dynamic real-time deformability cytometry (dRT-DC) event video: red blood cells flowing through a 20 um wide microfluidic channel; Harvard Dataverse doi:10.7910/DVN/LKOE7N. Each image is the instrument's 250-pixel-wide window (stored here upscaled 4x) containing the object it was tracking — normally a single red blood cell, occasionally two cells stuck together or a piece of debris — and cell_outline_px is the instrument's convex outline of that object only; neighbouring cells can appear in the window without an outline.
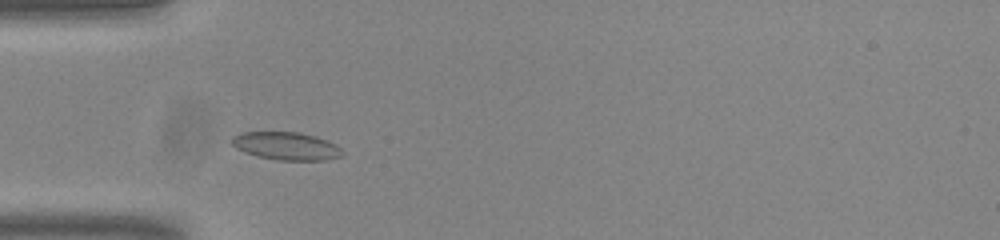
{"species": "common noctule bat (a hibernating species)", "species_latin": "Nyctalus noctula", "temperature_condition": "room temperature", "stored_images_in_passage": 45, "camera_frame_rate_fps": 3000, "um_per_image_px": 0.085, "animal": {"sex": "male", "body_mass_g": 20.0, "forearm_length_mm": 53.3}, "frame": {"image": 1, "passage_image": 8, "time_ms": 2.333, "image_size_px": [1000, 240], "cell_outline_px": [[344, 152], [340, 156], [324, 160], [280, 160], [256, 156], [244, 152], [236, 148], [232, 144], [232, 136], [240, 132], [300, 132], [316, 136], [336, 144]], "centroid_in_image_um": [24.31, 12.4], "position_along_channel_um": 60.7, "area_um2": 17.98}}
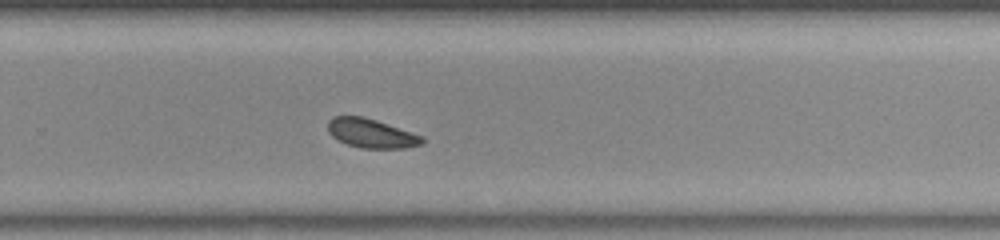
{"frame": {"image": 2, "passage_image": 27, "time_ms": 8.667, "image_size_px": [1000, 240], "cell_outline_px": [[424, 144], [404, 148], [360, 148], [348, 144], [332, 136], [328, 132], [328, 120], [332, 116], [364, 116], [424, 136]], "centroid_in_image_um": [31.57, 11.33], "position_along_channel_um": 298.2, "area_um2": 16.01}}
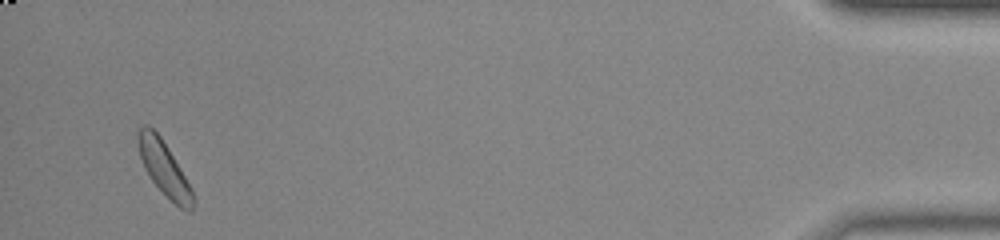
{"frame": {"image": 3, "passage_image": 43, "time_ms": 14.0, "image_size_px": [1000, 240], "cell_outline_px": [[192, 208], [188, 212], [180, 208], [152, 180], [144, 168], [140, 156], [136, 140], [136, 136], [140, 128], [144, 124], [148, 124], [160, 136], [168, 148], [192, 188]], "centroid_in_image_um": [13.91, 14.24], "position_along_channel_um": 421.3, "area_um2": 16.82}, "authors_computed_cell_mechanics": {"area_um2": 16.5308, "velocity_mm_per_s": 3.7919, "shape_relaxation_time_tau1_ms": 1.9343, "shape_relaxation_time_tau2_ms": null, "deformation_change_tau1": 0.0688, "deformation_change_tau2": null}}